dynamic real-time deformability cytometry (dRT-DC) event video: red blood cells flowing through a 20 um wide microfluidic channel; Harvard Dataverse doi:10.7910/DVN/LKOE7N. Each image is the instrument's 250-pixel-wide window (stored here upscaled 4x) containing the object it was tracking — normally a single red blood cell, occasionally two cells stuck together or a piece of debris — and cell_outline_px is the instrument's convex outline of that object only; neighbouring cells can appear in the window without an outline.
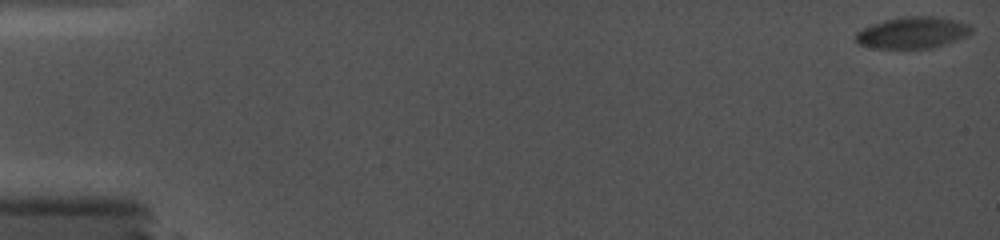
{"species": "common noctule bat (a hibernating species)", "species_latin": "Nyctalus noctula", "temperature_condition": "cold", "stored_images_in_passage": 23, "camera_frame_rate_fps": 5000, "um_per_image_px": 0.085, "animal": {"sex": "female", "body_mass_g": 19.0, "forearm_length_mm": 56.7}, "frame": {"image": 1, "passage_image": 1, "time_ms": 0.0, "image_size_px": [1000, 240], "cell_outline_px": [[972, 32], [956, 40], [932, 48], [876, 48], [856, 44], [856, 32], [872, 24], [884, 20], [900, 16], [936, 16], [968, 24], [972, 28]], "centroid_in_image_um": [77.53, 2.77], "position_along_channel_um": 7.5, "area_um2": 21.1}}
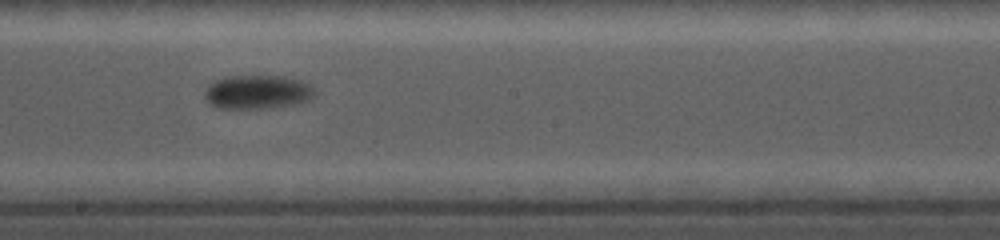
{"frame": {"image": 2, "passage_image": 14, "time_ms": 10.6, "image_size_px": [1000, 240], "cell_outline_px": [[316, 96], [296, 104], [268, 108], [220, 108], [208, 104], [204, 96], [204, 92], [208, 84], [224, 76], [280, 76], [300, 80], [308, 84], [316, 92]], "centroid_in_image_um": [21.84, 7.82], "position_along_channel_um": 226.4, "area_um2": 21.79}}
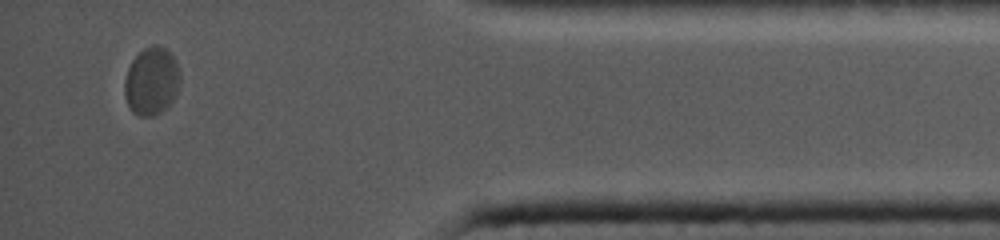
{"frame": {"image": 3, "passage_image": 22, "time_ms": 16.6, "image_size_px": [1000, 240], "cell_outline_px": [[180, 84], [172, 100], [160, 112], [152, 116], [140, 116], [132, 112], [124, 96], [124, 80], [128, 68], [132, 60], [144, 48], [152, 44], [156, 44], [172, 52], [180, 72]], "centroid_in_image_um": [12.87, 6.87], "position_along_channel_um": 422.3, "area_um2": 22.02}}